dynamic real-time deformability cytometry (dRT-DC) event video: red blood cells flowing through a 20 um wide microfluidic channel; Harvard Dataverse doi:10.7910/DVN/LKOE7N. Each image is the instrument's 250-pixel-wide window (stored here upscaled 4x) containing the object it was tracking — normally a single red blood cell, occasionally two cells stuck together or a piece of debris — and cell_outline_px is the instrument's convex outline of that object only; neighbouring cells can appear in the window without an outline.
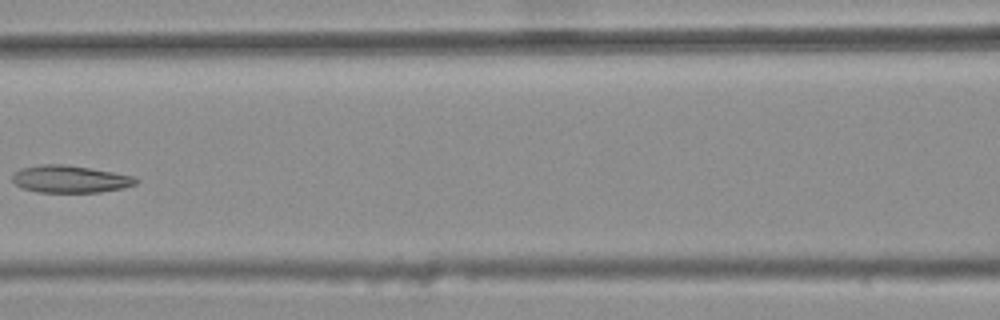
{"species": "common noctule bat (a hibernating species)", "species_latin": "Nyctalus noctula", "temperature_condition": "warm", "stored_images_in_passage": 7, "camera_frame_rate_fps": 3000, "um_per_image_px": 0.085, "animal": {"sex": "female", "body_mass_g": 25.1}, "frame": {"image": 1, "passage_image": 6, "time_ms": 1.667, "image_size_px": [1000, 320], "cell_outline_px": [[140, 180], [136, 184], [124, 188], [100, 192], [36, 192], [24, 188], [16, 184], [12, 180], [12, 176], [16, 172], [24, 168], [40, 164], [64, 164], [136, 176]], "centroid_in_image_um": [6.01, 15.23], "position_along_channel_um": 160.6, "area_um2": 19.54}}
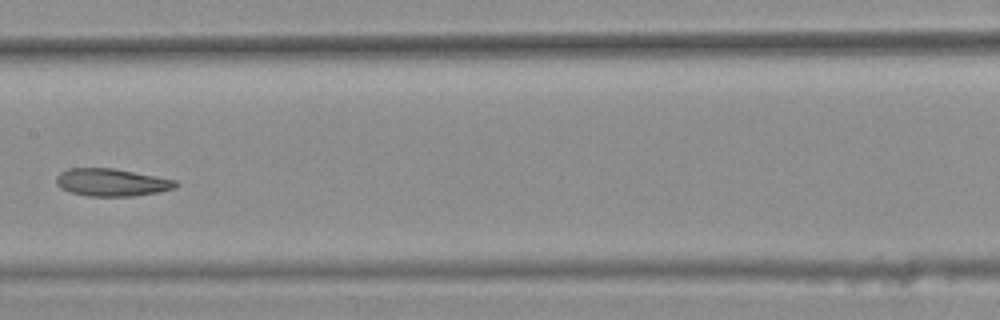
{"frame": {"image": 2, "passage_image": 7, "time_ms": 2.0, "image_size_px": [1000, 320], "cell_outline_px": [[180, 184], [176, 188], [156, 192], [132, 196], [88, 196], [72, 192], [60, 188], [56, 184], [56, 176], [60, 172], [68, 168], [112, 168], [156, 176], [176, 180]], "centroid_in_image_um": [9.48, 15.5], "position_along_channel_um": 197.9, "area_um2": 19.13}}